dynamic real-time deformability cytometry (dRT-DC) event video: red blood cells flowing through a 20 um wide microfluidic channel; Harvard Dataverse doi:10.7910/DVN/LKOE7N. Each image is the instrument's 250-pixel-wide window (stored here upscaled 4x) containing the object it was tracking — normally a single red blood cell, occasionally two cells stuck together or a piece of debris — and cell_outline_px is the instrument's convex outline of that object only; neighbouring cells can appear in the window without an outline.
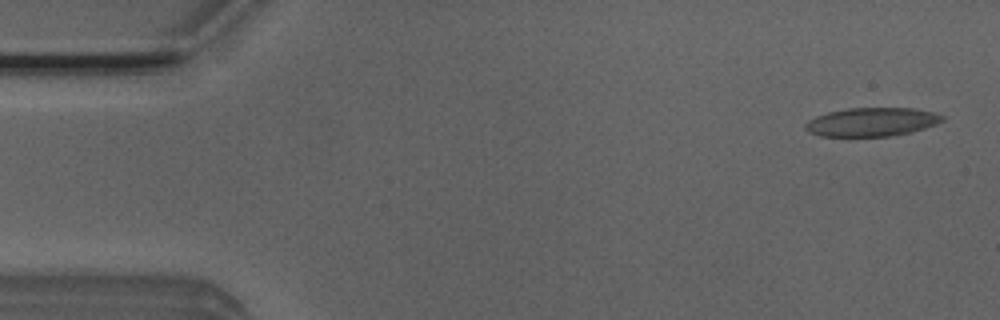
{"species": "Egyptian fruit bat (a non-hibernating species)", "species_latin": "Rousettus aegyptiacus", "temperature_condition": "room temperature", "stored_images_in_passage": 5, "camera_frame_rate_fps": 3000, "um_per_image_px": 0.085, "animal": {"sex": "male"}, "frame": {"image": 1, "passage_image": 5, "time_ms": 1.333, "image_size_px": [1000, 320], "cell_outline_px": [[944, 120], [936, 124], [912, 132], [888, 136], [820, 136], [808, 132], [804, 128], [804, 124], [808, 120], [816, 116], [828, 112], [848, 108], [912, 108], [936, 112], [944, 116]], "centroid_in_image_um": [74.09, 10.36], "position_along_channel_um": 10.9, "area_um2": 22.95}}